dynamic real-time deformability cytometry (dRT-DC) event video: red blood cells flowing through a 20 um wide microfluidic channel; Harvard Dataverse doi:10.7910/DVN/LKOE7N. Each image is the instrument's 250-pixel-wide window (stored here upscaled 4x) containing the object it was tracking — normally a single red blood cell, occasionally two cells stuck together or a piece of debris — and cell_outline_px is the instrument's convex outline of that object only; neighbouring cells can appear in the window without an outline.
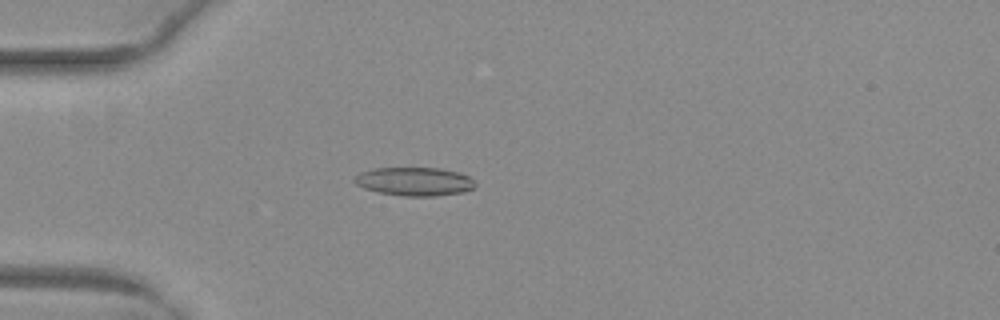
{"species": "common noctule bat (a hibernating species)", "species_latin": "Nyctalus noctula", "temperature_condition": "warm", "stored_images_in_passage": 52, "camera_frame_rate_fps": 3000, "um_per_image_px": 0.085, "animal": {"sex": "female", "body_mass_g": 29.2, "forearm_length_mm": 56.3}, "frame": {"image": 1, "passage_image": 16, "time_ms": 5.0, "image_size_px": [1000, 320], "cell_outline_px": [[476, 188], [464, 192], [436, 196], [404, 196], [376, 192], [364, 188], [356, 184], [352, 180], [360, 172], [372, 168], [440, 168], [460, 172], [468, 176], [476, 184]], "centroid_in_image_um": [35.24, 15.43], "position_along_channel_um": 49.8, "area_um2": 20.29}}
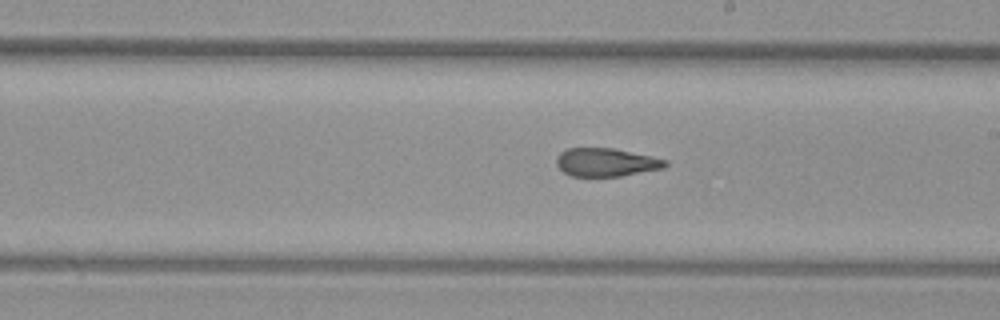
{"frame": {"image": 2, "passage_image": 31, "time_ms": 10.0, "image_size_px": [1000, 320], "cell_outline_px": [[668, 164], [664, 168], [620, 176], [572, 176], [564, 172], [556, 164], [556, 156], [560, 152], [568, 148], [612, 148], [652, 156], [668, 160]], "centroid_in_image_um": [51.52, 13.79], "position_along_channel_um": 237.5, "area_um2": 17.92}}
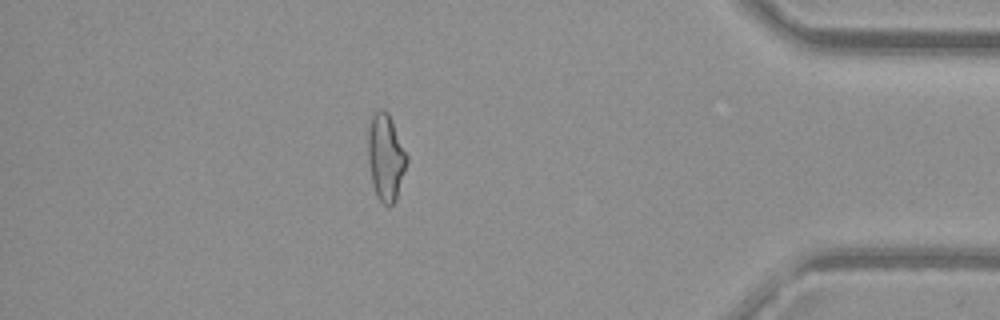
{"frame": {"image": 3, "passage_image": 46, "time_ms": 15.0, "image_size_px": [1000, 320], "cell_outline_px": [[408, 160], [396, 200], [388, 208], [376, 196], [372, 184], [368, 160], [368, 128], [372, 116], [376, 108], [384, 108], [388, 112], [408, 156]], "centroid_in_image_um": [32.78, 13.36], "position_along_channel_um": 402.4, "area_um2": 19.83}, "authors_computed_cell_mechanics": {"area_um2": 19.4497, "velocity_mm_per_s": 4.0796, "shape_relaxation_time_tau1_ms": null, "shape_relaxation_time_tau2_ms": 2.1967, "deformation_change_tau1": null, "deformation_change_tau2": 0.1163}}